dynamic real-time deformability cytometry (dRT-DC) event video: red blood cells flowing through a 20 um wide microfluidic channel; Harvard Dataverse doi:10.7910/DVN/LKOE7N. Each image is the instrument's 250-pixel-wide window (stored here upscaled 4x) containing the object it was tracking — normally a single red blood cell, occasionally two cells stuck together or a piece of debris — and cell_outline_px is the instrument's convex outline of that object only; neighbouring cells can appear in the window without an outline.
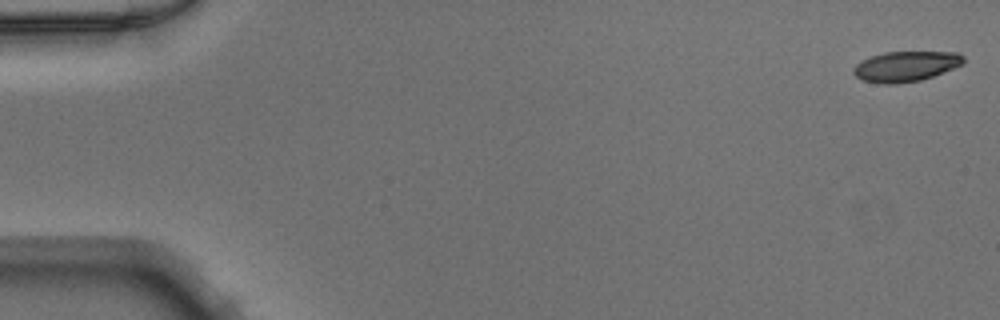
{"species": "Egyptian fruit bat (a non-hibernating species)", "species_latin": "Rousettus aegyptiacus", "temperature_condition": "warm", "stored_images_in_passage": 50, "camera_frame_rate_fps": 3000, "um_per_image_px": 0.085, "animal": {"sex": "male"}, "frame": {"image": 1, "passage_image": 1, "time_ms": 0.0, "image_size_px": [1000, 320], "cell_outline_px": [[964, 64], [932, 76], [920, 80], [896, 84], [884, 84], [864, 80], [856, 76], [852, 72], [852, 68], [856, 64], [872, 56], [884, 52], [960, 52], [964, 56]], "centroid_in_image_um": [77.01, 5.63], "position_along_channel_um": 8.0, "area_um2": 19.31}}
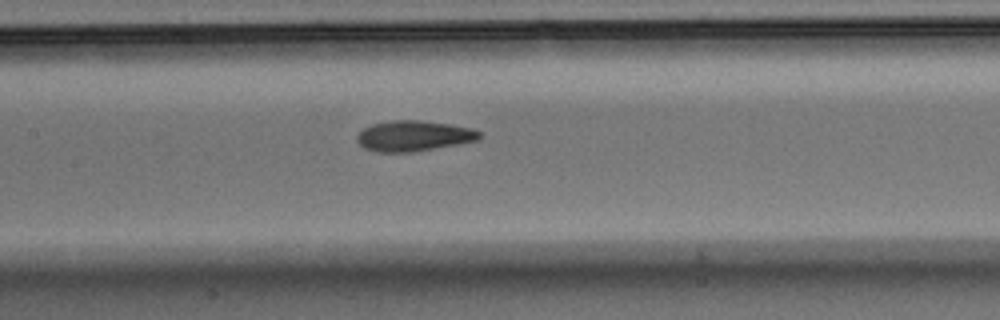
{"frame": {"image": 2, "passage_image": 24, "time_ms": 7.667, "image_size_px": [1000, 320], "cell_outline_px": [[480, 136], [476, 140], [456, 144], [412, 152], [376, 152], [364, 148], [356, 140], [356, 136], [364, 128], [372, 124], [392, 120], [416, 120], [448, 124], [472, 128], [480, 132]], "centroid_in_image_um": [35.11, 11.55], "position_along_channel_um": 172.3, "area_um2": 21.5}}
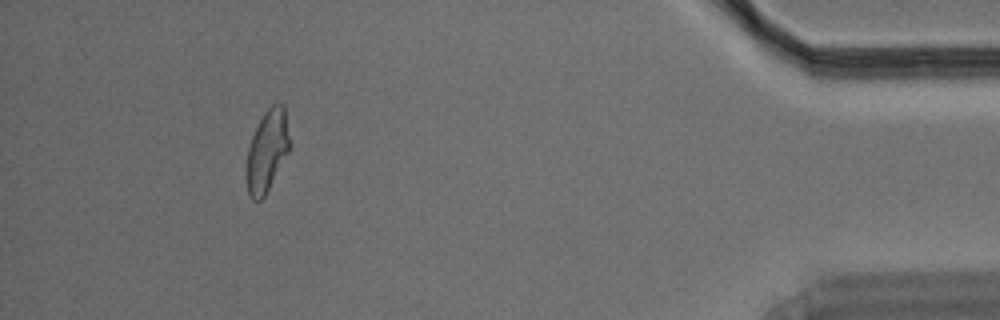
{"frame": {"image": 3, "passage_image": 46, "time_ms": 15.0, "image_size_px": [1000, 320], "cell_outline_px": [[288, 152], [264, 196], [260, 200], [252, 200], [248, 192], [244, 176], [244, 172], [248, 148], [252, 136], [264, 112], [272, 104], [284, 104], [288, 136]], "centroid_in_image_um": [22.64, 12.86], "position_along_channel_um": 412.6, "area_um2": 20.23}}